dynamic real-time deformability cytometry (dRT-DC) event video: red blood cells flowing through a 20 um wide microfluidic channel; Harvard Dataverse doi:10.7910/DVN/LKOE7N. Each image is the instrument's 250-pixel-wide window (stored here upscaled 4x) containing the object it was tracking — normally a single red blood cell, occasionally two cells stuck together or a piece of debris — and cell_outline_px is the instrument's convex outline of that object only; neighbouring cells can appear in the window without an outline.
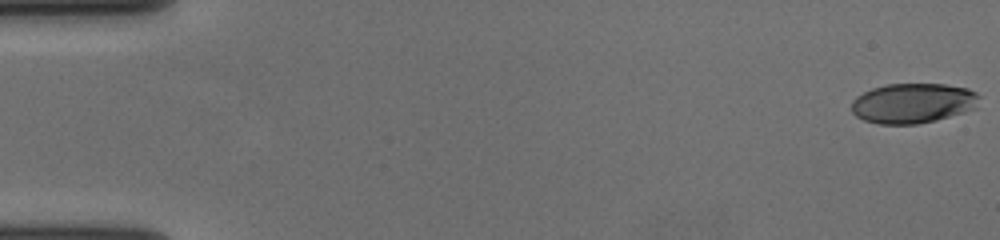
{"species": "human", "species_latin": "Homo sapiens", "temperature_condition": "cold", "stored_images_in_passage": 55, "camera_frame_rate_fps": 3000, "um_per_image_px": 0.085, "donor": {"sex": "female"}, "frame": {"image": 1, "passage_image": 1, "time_ms": 0.0, "image_size_px": [1000, 240], "cell_outline_px": [[980, 96], [976, 108], [964, 112], [936, 120], [916, 124], [880, 124], [864, 120], [856, 116], [852, 112], [852, 100], [856, 96], [872, 88], [888, 84], [944, 84], [968, 88], [976, 92]], "centroid_in_image_um": [77.61, 8.77], "position_along_channel_um": 7.4, "area_um2": 29.82}}
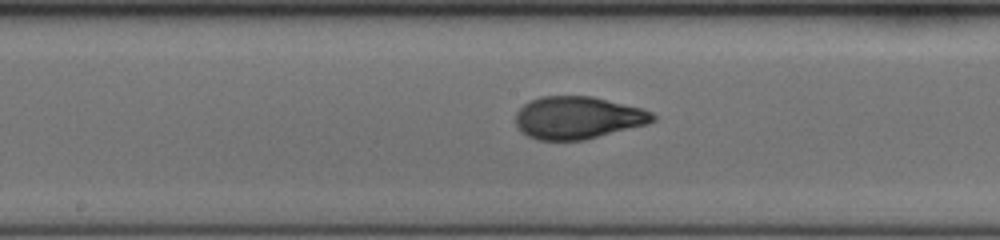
{"frame": {"image": 2, "passage_image": 31, "time_ms": 10.0, "image_size_px": [1000, 240], "cell_outline_px": [[656, 120], [648, 124], [584, 140], [536, 140], [520, 132], [516, 124], [516, 112], [524, 104], [540, 96], [592, 96], [644, 108], [652, 112], [656, 116]], "centroid_in_image_um": [49.13, 10.0], "position_along_channel_um": 199.1, "area_um2": 34.22}}
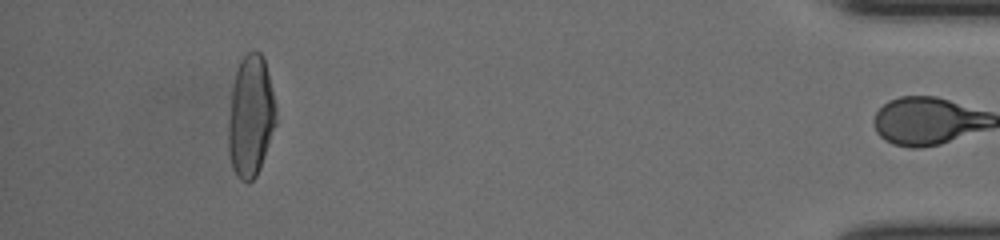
{"frame": {"image": 3, "passage_image": 54, "time_ms": 17.667, "image_size_px": [1000, 240], "cell_outline_px": [[276, 124], [260, 168], [256, 176], [252, 180], [240, 180], [232, 168], [228, 152], [228, 120], [232, 88], [236, 72], [240, 60], [252, 48], [256, 48], [264, 56], [276, 104]], "centroid_in_image_um": [21.31, 9.84], "position_along_channel_um": 413.9, "area_um2": 34.04}, "authors_computed_cell_mechanics": {"area_um2": 33.524, "velocity_mm_per_s": 3.6549, "shape_relaxation_time_tau1_ms": 5.3661, "shape_relaxation_time_tau2_ms": 0.9959, "deformation_change_tau1": 0.2232, "deformation_change_tau2": 0.0617}}